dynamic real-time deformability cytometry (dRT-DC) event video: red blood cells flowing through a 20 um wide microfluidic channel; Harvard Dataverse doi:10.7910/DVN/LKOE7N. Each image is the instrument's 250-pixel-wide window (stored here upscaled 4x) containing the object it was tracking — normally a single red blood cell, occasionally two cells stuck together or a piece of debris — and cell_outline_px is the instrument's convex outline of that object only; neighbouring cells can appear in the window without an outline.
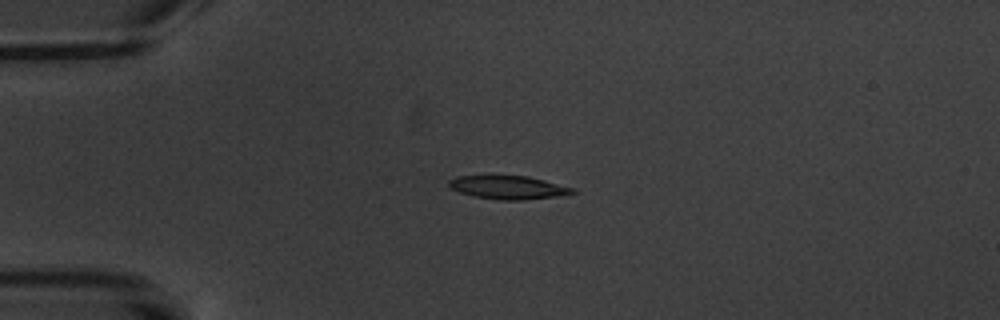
{"species": "common noctule bat (a hibernating species)", "species_latin": "Nyctalus noctula", "temperature_condition": "warm", "stored_images_in_passage": 6, "camera_frame_rate_fps": 3000, "um_per_image_px": 0.085, "animal": {"sex": "male", "body_mass_g": 20.1, "forearm_length_mm": 53.5}, "frame": {"image": 1, "passage_image": 4, "time_ms": 3.333, "image_size_px": [1000, 320], "cell_outline_px": [[576, 192], [564, 196], [524, 200], [500, 200], [472, 196], [460, 192], [452, 188], [448, 184], [448, 180], [456, 176], [528, 176], [576, 188]], "centroid_in_image_um": [43.26, 15.94], "position_along_channel_um": 41.7, "area_um2": 16.99}}